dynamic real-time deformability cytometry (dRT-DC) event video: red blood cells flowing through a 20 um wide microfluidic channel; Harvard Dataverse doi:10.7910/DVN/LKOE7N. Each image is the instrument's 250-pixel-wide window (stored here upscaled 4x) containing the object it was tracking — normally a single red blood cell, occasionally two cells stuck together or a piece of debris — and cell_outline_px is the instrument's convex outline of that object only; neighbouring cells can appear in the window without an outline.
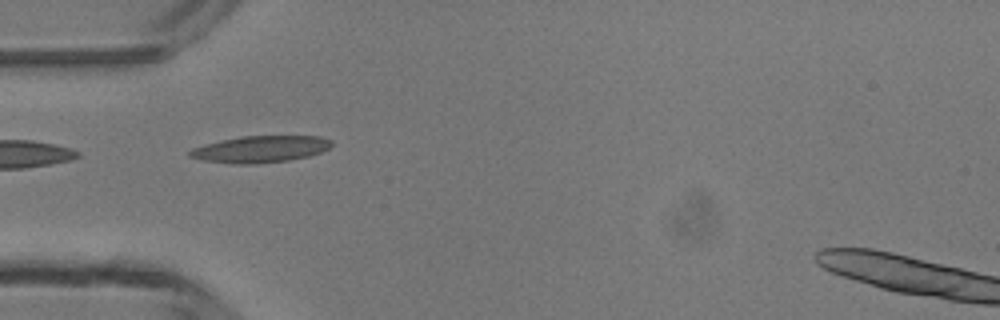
{"species": "common noctule bat (a hibernating species)", "species_latin": "Nyctalus noctula", "temperature_condition": "room temperature", "stored_images_in_passage": 6, "camera_frame_rate_fps": 3000, "um_per_image_px": 0.085, "animal": {"sex": "male", "body_mass_g": 13.3}, "frame": {"image": 1, "passage_image": 5, "time_ms": 4.333, "image_size_px": [1000, 320], "cell_outline_px": [[332, 144], [328, 148], [320, 152], [308, 156], [288, 160], [256, 164], [232, 164], [204, 160], [188, 156], [188, 152], [192, 148], [240, 136], [320, 136], [332, 140]], "centroid_in_image_um": [22.14, 12.68], "position_along_channel_um": 62.9, "area_um2": 21.85}}
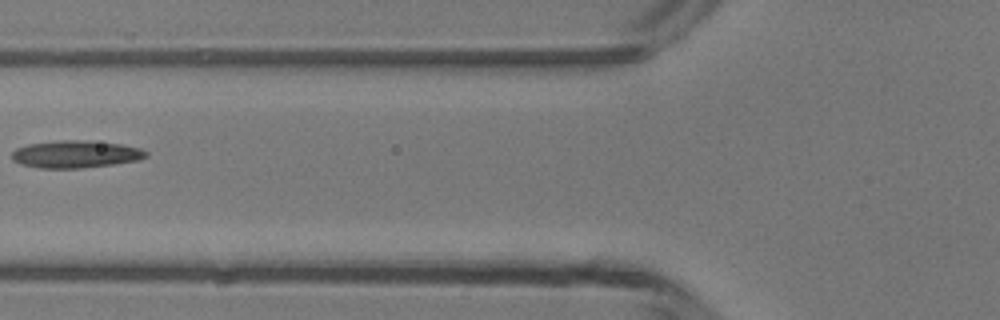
{"frame": {"image": 2, "passage_image": 6, "time_ms": 5.667, "image_size_px": [1000, 320], "cell_outline_px": [[148, 156], [140, 160], [112, 164], [80, 168], [40, 168], [20, 164], [12, 160], [12, 152], [16, 148], [28, 144], [60, 140], [88, 140], [120, 144], [140, 148], [148, 152]], "centroid_in_image_um": [6.43, 13.1], "position_along_channel_um": 119.4, "area_um2": 21.44}}